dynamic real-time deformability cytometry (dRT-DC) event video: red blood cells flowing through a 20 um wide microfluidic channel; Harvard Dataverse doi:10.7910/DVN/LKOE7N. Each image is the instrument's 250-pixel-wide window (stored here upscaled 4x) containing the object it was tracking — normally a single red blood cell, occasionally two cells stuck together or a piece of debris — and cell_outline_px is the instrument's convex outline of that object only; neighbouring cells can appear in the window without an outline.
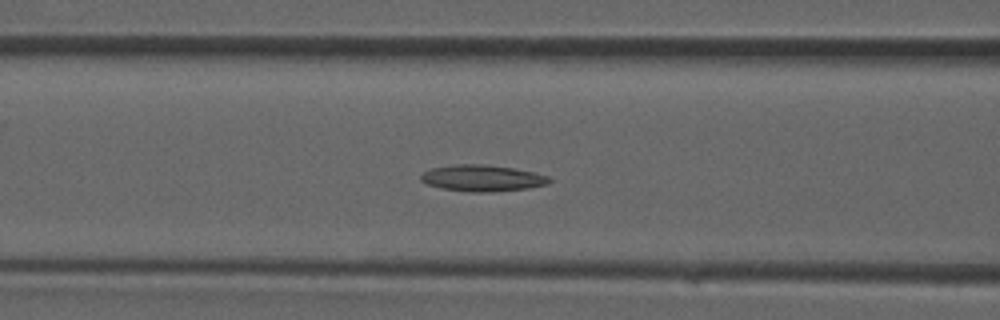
{"species": "common noctule bat (a hibernating species)", "species_latin": "Nyctalus noctula", "temperature_condition": "room temperature", "stored_images_in_passage": 37, "camera_frame_rate_fps": 3000, "um_per_image_px": 0.085, "animal": {"sex": "male", "forearm_length_mm": 52.5}, "frame": {"image": 1, "passage_image": 14, "time_ms": 4.333, "image_size_px": [1000, 320], "cell_outline_px": [[552, 180], [548, 184], [528, 188], [492, 192], [472, 192], [444, 188], [428, 184], [420, 180], [420, 176], [424, 172], [432, 168], [456, 164], [484, 164], [512, 168], [536, 172], [548, 176]], "centroid_in_image_um": [41.04, 15.14], "position_along_channel_um": 125.6, "area_um2": 19.65}}
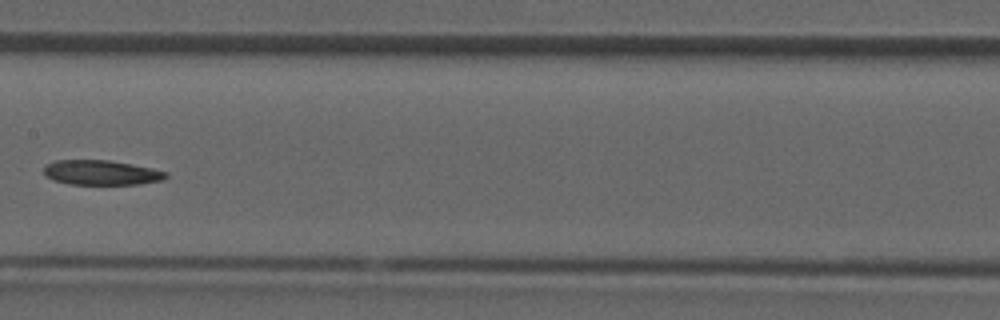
{"frame": {"image": 2, "passage_image": 18, "time_ms": 5.667, "image_size_px": [1000, 320], "cell_outline_px": [[168, 176], [164, 180], [140, 184], [68, 184], [52, 180], [44, 176], [44, 164], [56, 160], [108, 160], [132, 164], [152, 168], [168, 172]], "centroid_in_image_um": [8.59, 14.67], "position_along_channel_um": 198.8, "area_um2": 17.86}}
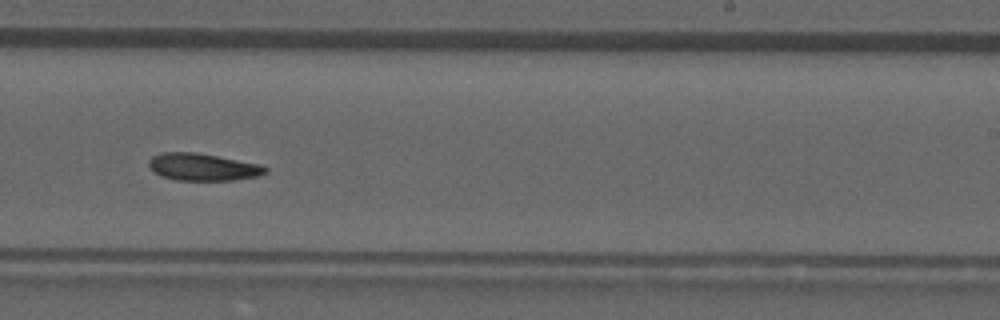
{"frame": {"image": 3, "passage_image": 22, "time_ms": 7.0, "image_size_px": [1000, 320], "cell_outline_px": [[268, 172], [256, 176], [232, 180], [176, 180], [164, 176], [156, 172], [148, 164], [148, 160], [152, 156], [160, 152], [196, 152], [260, 164], [268, 168]], "centroid_in_image_um": [17.25, 14.18], "position_along_channel_um": 271.8, "area_um2": 18.32}}